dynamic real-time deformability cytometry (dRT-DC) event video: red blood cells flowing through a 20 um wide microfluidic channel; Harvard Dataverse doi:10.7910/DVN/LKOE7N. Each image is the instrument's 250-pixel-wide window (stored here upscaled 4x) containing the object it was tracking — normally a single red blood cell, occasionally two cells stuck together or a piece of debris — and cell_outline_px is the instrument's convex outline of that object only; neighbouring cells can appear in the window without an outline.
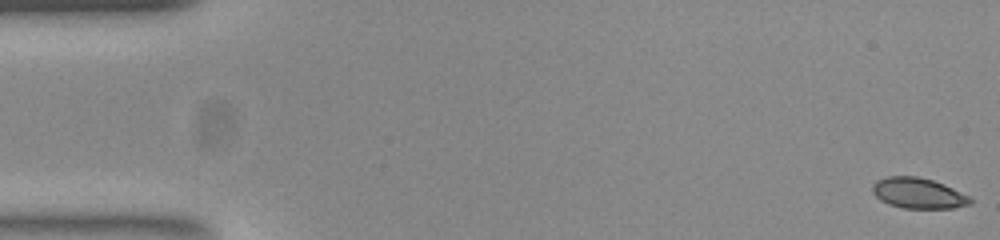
{"species": "common noctule bat (a hibernating species)", "species_latin": "Nyctalus noctula", "temperature_condition": "room temperature", "stored_images_in_passage": 53, "camera_frame_rate_fps": 3000, "um_per_image_px": 0.085, "animal": {"sex": "female", "body_mass_g": 23.0, "forearm_length_mm": 53.4}, "frame": {"image": 1, "passage_image": 1, "time_ms": 0.0, "image_size_px": [1000, 240], "cell_outline_px": [[972, 204], [952, 208], [904, 208], [888, 204], [880, 200], [872, 192], [872, 184], [876, 180], [888, 176], [916, 176], [932, 180], [952, 188], [968, 196], [972, 200]], "centroid_in_image_um": [78.01, 16.42], "position_along_channel_um": 7.0, "area_um2": 17.34}}
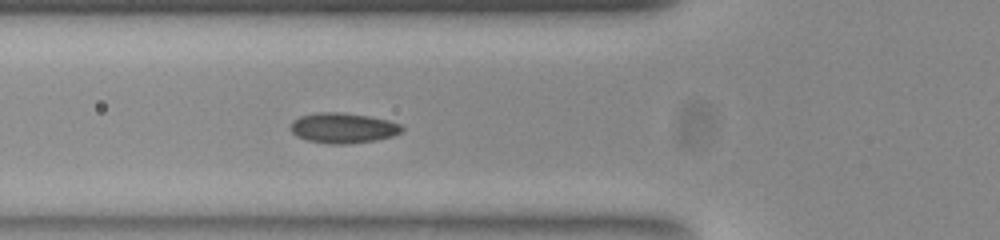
{"frame": {"image": 2, "passage_image": 19, "time_ms": 6.0, "image_size_px": [1000, 240], "cell_outline_px": [[404, 128], [400, 132], [392, 136], [376, 140], [340, 144], [332, 144], [308, 140], [296, 136], [292, 132], [292, 120], [300, 116], [316, 112], [336, 112], [368, 116], [388, 120], [400, 124]], "centroid_in_image_um": [29.15, 10.87], "position_along_channel_um": 96.7, "area_um2": 19.36}}
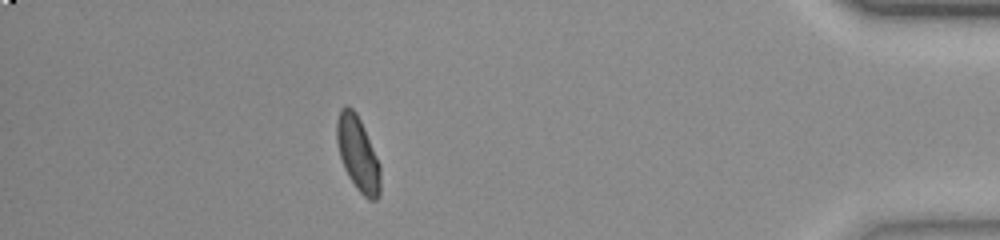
{"frame": {"image": 3, "passage_image": 47, "time_ms": 15.333, "image_size_px": [1000, 240], "cell_outline_px": [[380, 192], [376, 200], [368, 200], [356, 188], [348, 176], [344, 168], [340, 156], [336, 140], [336, 120], [340, 108], [344, 104], [348, 104], [356, 112], [364, 128], [380, 164]], "centroid_in_image_um": [30.4, 13.04], "position_along_channel_um": 404.8, "area_um2": 19.07}, "authors_computed_cell_mechanics": {"area_um2": 18.4382, "velocity_mm_per_s": 3.8608, "shape_relaxation_time_tau1_ms": 4.7394, "shape_relaxation_time_tau2_ms": 0.8717, "deformation_change_tau1": 0.1245, "deformation_change_tau2": 0.0466}}